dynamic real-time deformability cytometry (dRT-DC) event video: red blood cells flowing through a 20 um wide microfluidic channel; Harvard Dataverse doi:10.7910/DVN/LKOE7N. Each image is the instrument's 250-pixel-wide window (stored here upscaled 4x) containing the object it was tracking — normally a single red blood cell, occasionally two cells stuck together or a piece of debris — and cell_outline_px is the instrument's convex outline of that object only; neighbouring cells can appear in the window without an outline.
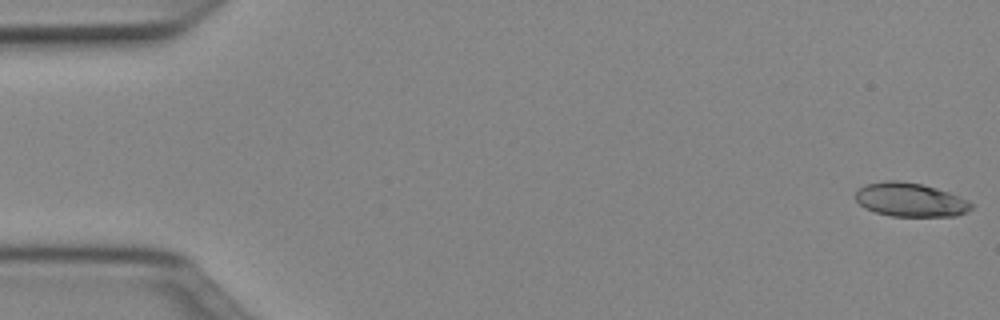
{"species": "Egyptian fruit bat (a non-hibernating species)", "species_latin": "Rousettus aegyptiacus", "temperature_condition": "cold", "stored_images_in_passage": 50, "camera_frame_rate_fps": 3000, "um_per_image_px": 0.085, "animal": {"sex": "female"}, "frame": {"image": 1, "passage_image": 1, "time_ms": 0.0, "image_size_px": [1000, 320], "cell_outline_px": [[972, 208], [956, 216], [892, 216], [876, 212], [864, 208], [856, 200], [856, 192], [864, 184], [884, 180], [896, 180], [920, 184], [936, 188], [948, 192], [968, 200], [972, 204]], "centroid_in_image_um": [77.35, 16.98], "position_along_channel_um": 7.7, "area_um2": 22.66}}
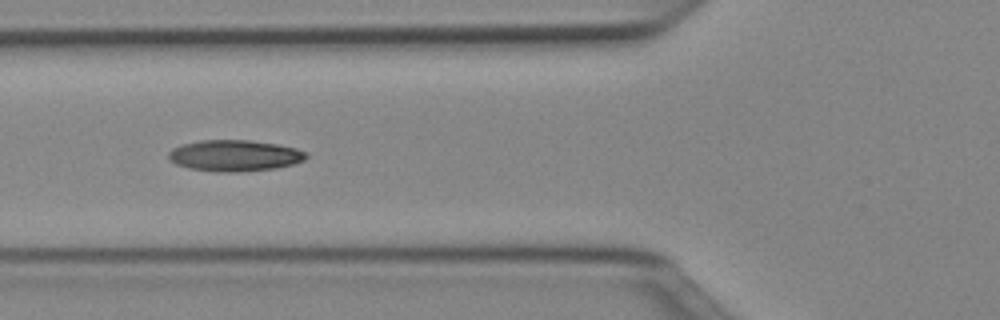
{"frame": {"image": 2, "passage_image": 19, "time_ms": 6.0, "image_size_px": [1000, 320], "cell_outline_px": [[308, 156], [304, 160], [292, 164], [276, 168], [240, 172], [216, 172], [188, 168], [176, 164], [168, 160], [168, 152], [172, 148], [184, 144], [200, 140], [248, 140], [276, 144], [296, 148], [308, 152]], "centroid_in_image_um": [19.93, 13.23], "position_along_channel_um": 105.9, "area_um2": 25.2}}
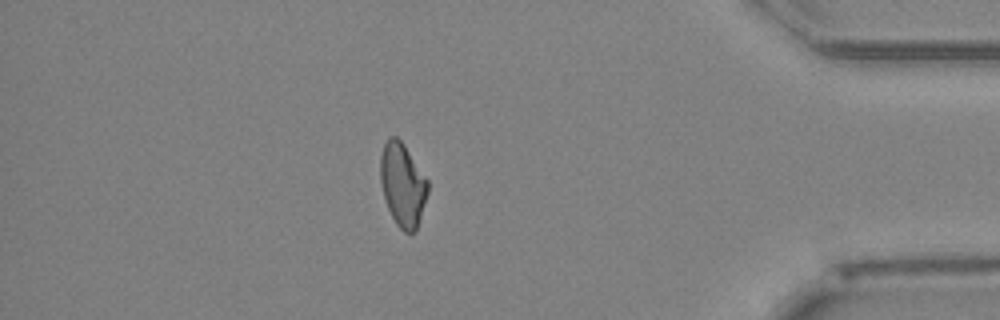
{"frame": {"image": 3, "passage_image": 44, "time_ms": 14.333, "image_size_px": [1000, 320], "cell_outline_px": [[428, 192], [416, 232], [404, 232], [396, 224], [388, 208], [380, 184], [380, 156], [384, 144], [388, 136], [396, 136], [404, 144], [428, 180]], "centroid_in_image_um": [34.21, 15.69], "position_along_channel_um": 401.0, "area_um2": 23.06}, "authors_computed_cell_mechanics": {"area_um2": 23.4668, "velocity_mm_per_s": 4.0095, "shape_relaxation_time_tau1_ms": 7.3101, "shape_relaxation_time_tau2_ms": 5.9107, "deformation_change_tau1": 0.188, "deformation_change_tau2": 0.1273}}